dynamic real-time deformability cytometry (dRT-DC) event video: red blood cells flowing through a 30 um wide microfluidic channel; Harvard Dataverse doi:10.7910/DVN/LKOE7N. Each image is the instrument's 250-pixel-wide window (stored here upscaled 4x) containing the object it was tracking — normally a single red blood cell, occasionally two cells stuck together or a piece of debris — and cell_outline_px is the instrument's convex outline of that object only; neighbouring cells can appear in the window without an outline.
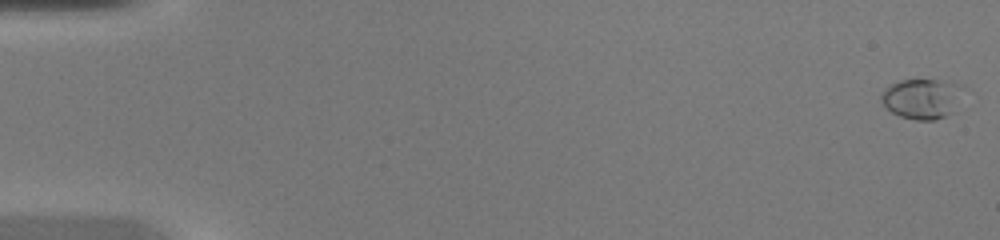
{"species": "common noctule bat (a hibernating species)", "species_latin": "Nyctalus noctula", "temperature_condition": "warm", "stored_images_in_passage": 46, "camera_frame_rate_fps": 3000, "um_per_image_px": 0.085, "animal": {"sex": "female", "body_mass_g": 20.0, "forearm_length_mm": 54.0}, "frame": {"image": 1, "passage_image": 1, "time_ms": 0.0, "image_size_px": [1000, 240], "cell_outline_px": [[956, 112], [936, 120], [916, 120], [900, 116], [892, 112], [880, 100], [880, 96], [892, 84], [900, 80], [936, 80], [952, 84]], "centroid_in_image_um": [78.21, 8.44], "position_along_channel_um": 6.8, "area_um2": 17.86}}
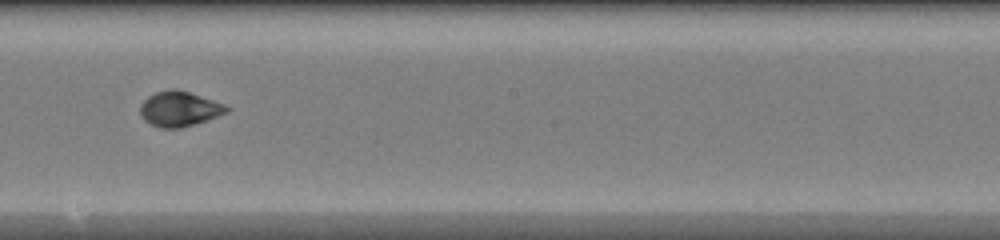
{"frame": {"image": 2, "passage_image": 27, "time_ms": 8.667, "image_size_px": [1000, 240], "cell_outline_px": [[232, 108], [228, 112], [180, 128], [160, 128], [144, 120], [140, 116], [140, 104], [148, 96], [156, 92], [172, 88], [176, 88], [224, 104]], "centroid_in_image_um": [15.21, 9.24], "position_along_channel_um": 233.0, "area_um2": 17.46}}
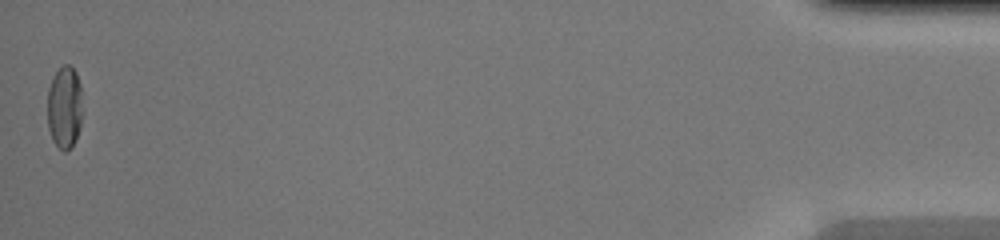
{"frame": {"image": 3, "passage_image": 46, "time_ms": 15.0, "image_size_px": [1000, 240], "cell_outline_px": [[80, 128], [72, 144], [64, 152], [52, 140], [48, 128], [48, 88], [52, 76], [64, 64], [68, 64], [76, 72], [80, 84]], "centroid_in_image_um": [5.45, 9.09], "position_along_channel_um": 429.7, "area_um2": 16.47}}